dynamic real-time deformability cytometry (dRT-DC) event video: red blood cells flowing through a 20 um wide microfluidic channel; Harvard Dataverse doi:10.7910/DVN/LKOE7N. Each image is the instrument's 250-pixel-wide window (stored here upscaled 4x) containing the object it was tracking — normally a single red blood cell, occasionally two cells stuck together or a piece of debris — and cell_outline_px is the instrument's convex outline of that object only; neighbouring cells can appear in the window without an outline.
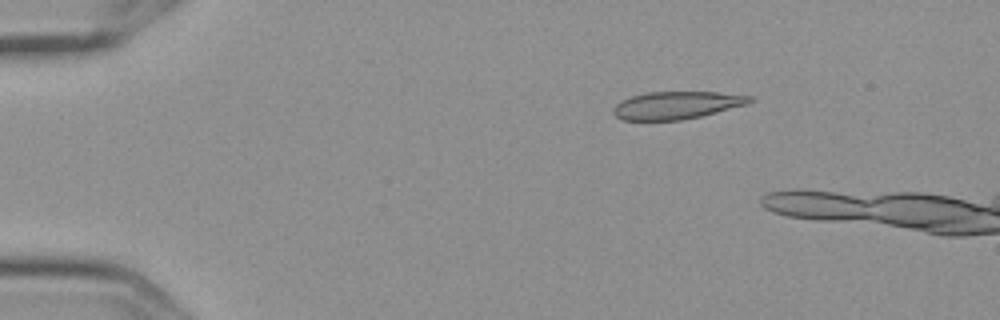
{"species": "Egyptian fruit bat (a non-hibernating species)", "species_latin": "Rousettus aegyptiacus", "temperature_condition": "cold", "stored_images_in_passage": 5, "camera_frame_rate_fps": 3000, "um_per_image_px": 0.085, "frame": {"image": 1, "passage_image": 3, "time_ms": 0.667, "image_size_px": [1000, 320], "cell_outline_px": [[756, 100], [748, 104], [700, 116], [680, 120], [624, 120], [616, 116], [612, 112], [612, 108], [620, 100], [632, 96], [648, 92], [716, 92], [752, 96]], "centroid_in_image_um": [57.51, 8.94], "position_along_channel_um": 27.5, "area_um2": 21.91}}